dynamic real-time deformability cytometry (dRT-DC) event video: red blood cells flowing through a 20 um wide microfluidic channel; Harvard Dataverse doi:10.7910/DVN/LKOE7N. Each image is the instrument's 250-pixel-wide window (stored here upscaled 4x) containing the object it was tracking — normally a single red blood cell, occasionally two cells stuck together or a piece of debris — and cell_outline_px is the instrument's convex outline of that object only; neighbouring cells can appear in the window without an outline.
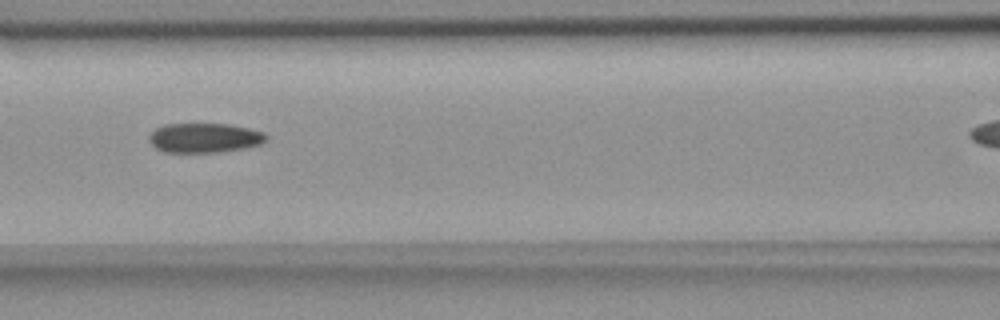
{"species": "common noctule bat (a hibernating species)", "species_latin": "Nyctalus noctula", "temperature_condition": "room temperature", "stored_images_in_passage": 10, "camera_frame_rate_fps": 3000, "um_per_image_px": 0.085, "animal": {"sex": "female", "body_mass_g": 18.4}, "frame": {"image": 1, "passage_image": 4, "time_ms": 6.0, "image_size_px": [1000, 320], "cell_outline_px": [[268, 136], [260, 144], [240, 148], [216, 152], [164, 152], [156, 148], [148, 140], [148, 136], [156, 128], [164, 124], [228, 124], [248, 128], [264, 132]], "centroid_in_image_um": [17.33, 11.71], "position_along_channel_um": 149.3, "area_um2": 19.94}}
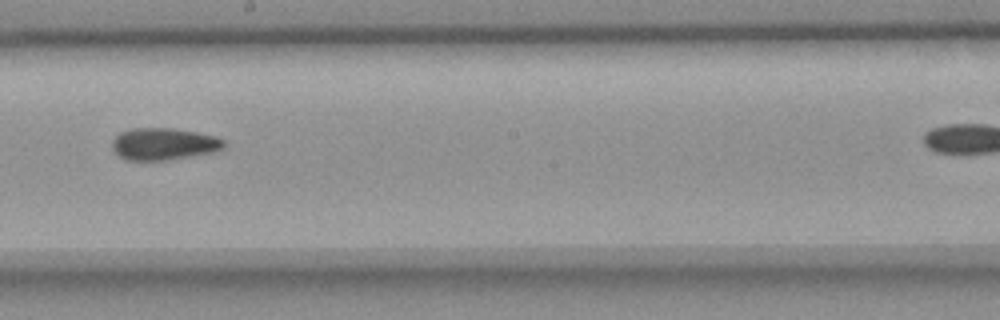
{"frame": {"image": 2, "passage_image": 6, "time_ms": 8.333, "image_size_px": [1000, 320], "cell_outline_px": [[224, 144], [216, 152], [168, 160], [124, 160], [112, 148], [112, 140], [120, 132], [132, 128], [172, 128], [196, 132], [212, 136], [224, 140]], "centroid_in_image_um": [13.88, 12.24], "position_along_channel_um": 234.3, "area_um2": 20.75}}
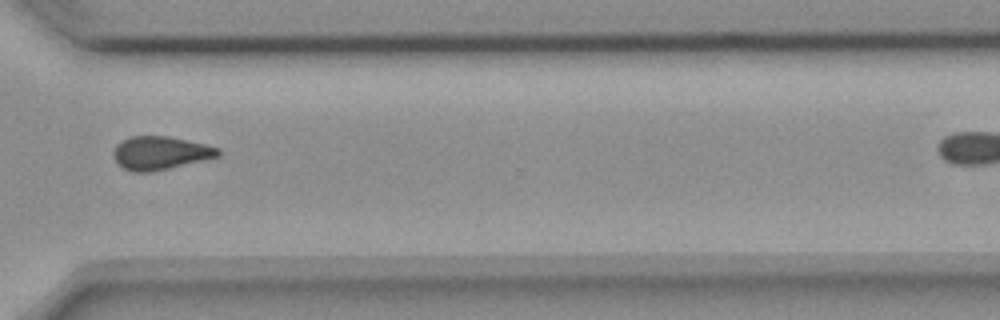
{"frame": {"image": 3, "passage_image": 9, "time_ms": 11.667, "image_size_px": [1000, 320], "cell_outline_px": [[220, 156], [152, 172], [132, 172], [116, 164], [112, 152], [116, 144], [120, 140], [128, 136], [168, 136], [204, 144], [220, 148]], "centroid_in_image_um": [13.57, 13.0], "position_along_channel_um": 357.0, "area_um2": 20.46}}